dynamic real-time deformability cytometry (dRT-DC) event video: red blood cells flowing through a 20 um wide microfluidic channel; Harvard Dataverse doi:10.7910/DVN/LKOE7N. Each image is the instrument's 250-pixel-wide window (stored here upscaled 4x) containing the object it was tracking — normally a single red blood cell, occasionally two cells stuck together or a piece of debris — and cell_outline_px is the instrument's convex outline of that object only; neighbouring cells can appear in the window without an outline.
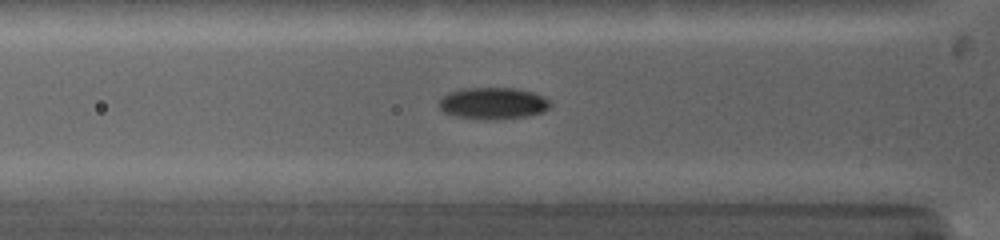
{"species": "common noctule bat (a hibernating species)", "species_latin": "Nyctalus noctula", "temperature_condition": "warm", "stored_images_in_passage": 34, "camera_frame_rate_fps": 5000, "um_per_image_px": 0.085, "animal": {"sex": "female", "body_mass_g": 19.0, "forearm_length_mm": 53.3}, "frame": {"image": 1, "passage_image": 9, "time_ms": 3.0, "image_size_px": [1000, 240], "cell_outline_px": [[552, 104], [544, 112], [528, 116], [504, 120], [484, 120], [456, 116], [444, 112], [440, 108], [440, 96], [448, 92], [460, 88], [516, 88], [532, 92], [544, 96]], "centroid_in_image_um": [41.91, 8.79], "position_along_channel_um": 83.9, "area_um2": 20.98}}
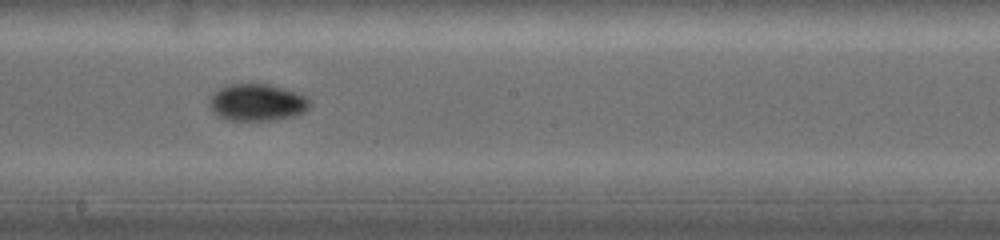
{"frame": {"image": 2, "passage_image": 18, "time_ms": 6.4, "image_size_px": [1000, 240], "cell_outline_px": [[312, 104], [304, 112], [296, 116], [272, 120], [224, 120], [212, 112], [208, 104], [208, 100], [212, 92], [228, 84], [252, 80], [272, 84], [296, 92], [312, 100]], "centroid_in_image_um": [21.82, 8.66], "position_along_channel_um": 226.4, "area_um2": 22.72}}
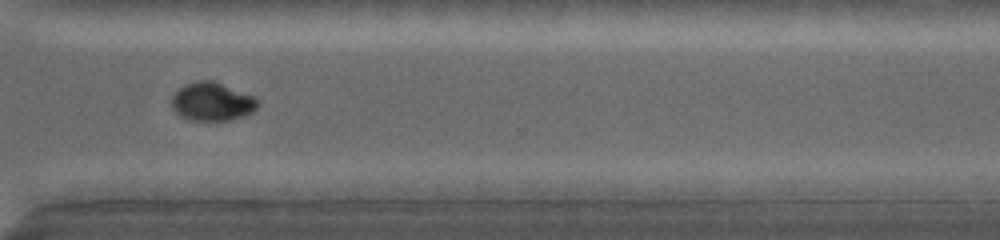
{"frame": {"image": 3, "passage_image": 26, "time_ms": 9.4, "image_size_px": [1000, 240], "cell_outline_px": [[260, 104], [252, 112], [244, 116], [228, 120], [192, 120], [180, 116], [172, 108], [172, 96], [184, 84], [196, 80], [212, 80], [256, 96]], "centroid_in_image_um": [18.05, 8.63], "position_along_channel_um": 352.5, "area_um2": 19.36}, "authors_computed_cell_mechanics": {"area_um2": 20.1433, "velocity_mm_per_s": 4.1967, "shape_relaxation_time_tau1_ms": 3.6505, "shape_relaxation_time_tau2_ms": null, "deformation_change_tau1": 0.1645, "deformation_change_tau2": null}}